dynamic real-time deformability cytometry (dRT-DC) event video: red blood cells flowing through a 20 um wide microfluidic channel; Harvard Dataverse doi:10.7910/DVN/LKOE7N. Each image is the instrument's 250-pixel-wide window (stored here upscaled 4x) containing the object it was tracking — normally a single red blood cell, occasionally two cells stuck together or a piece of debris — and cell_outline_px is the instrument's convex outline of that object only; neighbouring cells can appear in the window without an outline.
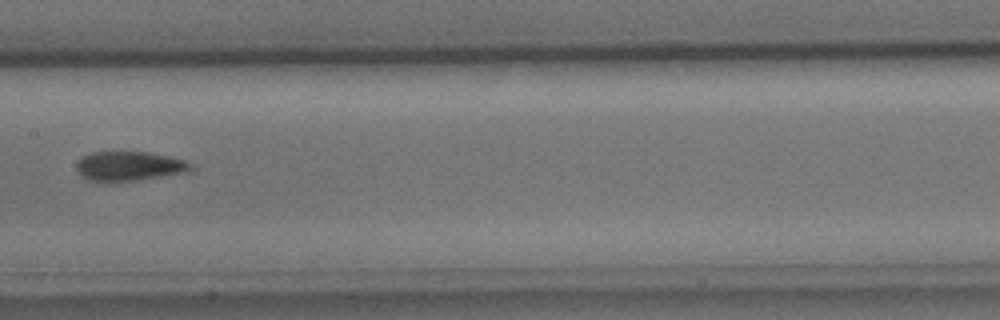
{"species": "common noctule bat (a hibernating species)", "species_latin": "Nyctalus noctula", "temperature_condition": "cold", "stored_images_in_passage": 9, "camera_frame_rate_fps": 3000, "um_per_image_px": 0.085, "animal": {"sex": "male", "body_mass_g": 15.6}, "frame": {"image": 1, "passage_image": 6, "time_ms": 6.0, "image_size_px": [1000, 320], "cell_outline_px": [[196, 168], [188, 172], [112, 184], [104, 184], [92, 180], [84, 176], [76, 168], [76, 164], [84, 156], [92, 152], [148, 152], [168, 156], [184, 160], [192, 164]], "centroid_in_image_um": [11.01, 14.15], "position_along_channel_um": 196.4, "area_um2": 19.88}}
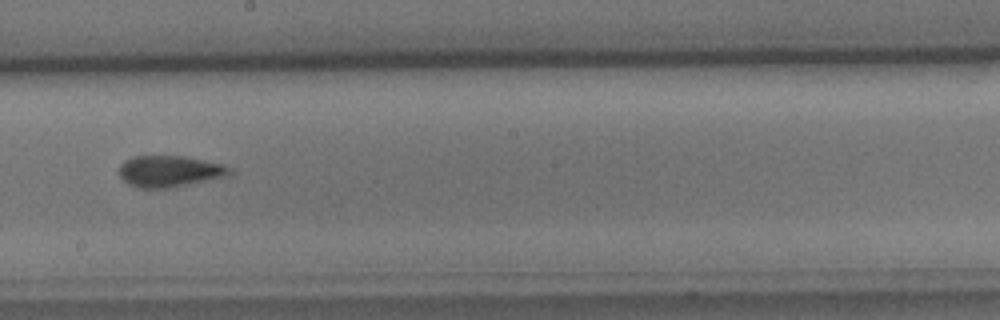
{"frame": {"image": 2, "passage_image": 7, "time_ms": 7.0, "image_size_px": [1000, 320], "cell_outline_px": [[236, 172], [228, 176], [168, 188], [140, 188], [128, 184], [120, 176], [120, 164], [124, 160], [132, 156], [188, 156], [224, 164], [232, 168]], "centroid_in_image_um": [14.47, 14.54], "position_along_channel_um": 233.7, "area_um2": 20.46}}
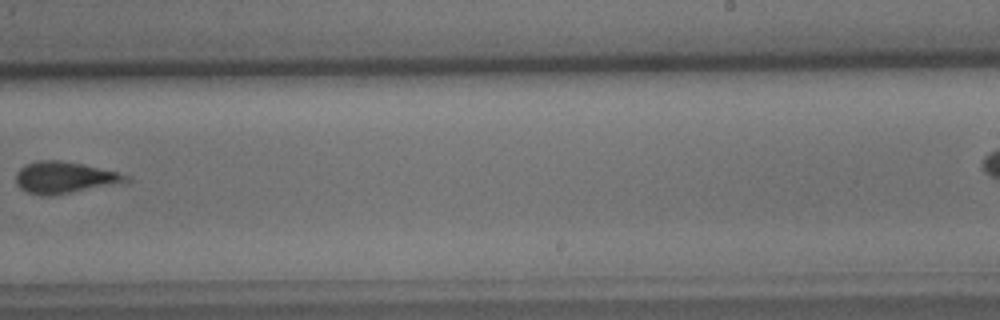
{"frame": {"image": 3, "passage_image": 8, "time_ms": 8.333, "image_size_px": [1000, 320], "cell_outline_px": [[132, 180], [52, 196], [40, 196], [28, 192], [20, 188], [16, 184], [16, 172], [20, 168], [28, 164], [40, 160], [60, 160], [80, 164], [116, 172], [132, 176]], "centroid_in_image_um": [5.44, 15.1], "position_along_channel_um": 283.6, "area_um2": 19.94}}